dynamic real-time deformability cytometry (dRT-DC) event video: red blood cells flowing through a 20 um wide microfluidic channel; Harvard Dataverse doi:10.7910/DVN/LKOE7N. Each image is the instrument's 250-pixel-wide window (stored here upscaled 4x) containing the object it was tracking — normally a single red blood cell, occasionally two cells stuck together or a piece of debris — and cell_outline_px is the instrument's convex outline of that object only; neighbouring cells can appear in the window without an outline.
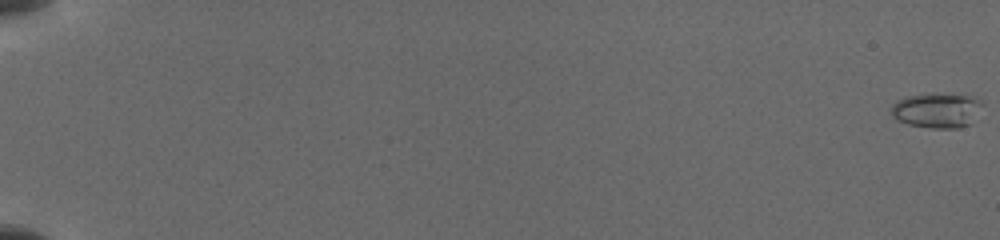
{"species": "common noctule bat (a hibernating species)", "species_latin": "Nyctalus noctula", "temperature_condition": "cold", "stored_images_in_passage": 29, "camera_frame_rate_fps": 3000, "um_per_image_px": 0.085, "animal": {"sex": "female", "body_mass_g": 19.5, "forearm_length_mm": 54.1}, "frame": {"image": 1, "passage_image": 1, "time_ms": 0.0, "image_size_px": [1000, 240], "cell_outline_px": [[984, 104], [972, 124], [960, 128], [932, 128], [908, 124], [896, 120], [888, 112], [892, 104], [896, 100], [904, 96], [936, 92], [976, 96]], "centroid_in_image_um": [79.64, 9.35], "position_along_channel_um": 5.4, "area_um2": 19.42}}
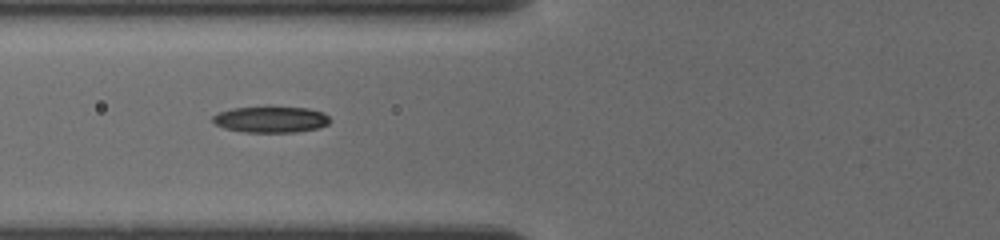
{"frame": {"image": 2, "passage_image": 21, "time_ms": 8.0, "image_size_px": [1000, 240], "cell_outline_px": [[332, 120], [328, 124], [316, 128], [296, 132], [244, 132], [224, 128], [216, 124], [212, 120], [212, 116], [220, 112], [232, 108], [264, 104], [308, 108], [324, 112]], "centroid_in_image_um": [23.03, 10.1], "position_along_channel_um": 102.8, "area_um2": 18.67}}
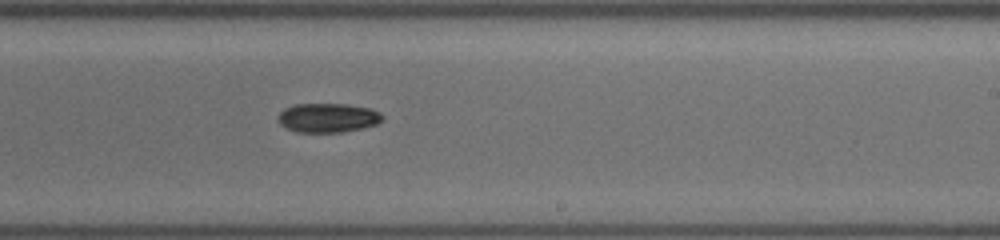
{"frame": {"image": 3, "passage_image": 29, "time_ms": 12.0, "image_size_px": [1000, 240], "cell_outline_px": [[384, 120], [376, 124], [360, 128], [340, 132], [296, 132], [280, 124], [276, 120], [280, 112], [284, 108], [296, 104], [344, 104], [368, 108], [380, 112], [384, 116]], "centroid_in_image_um": [27.85, 10.01], "position_along_channel_um": 261.2, "area_um2": 17.69}}